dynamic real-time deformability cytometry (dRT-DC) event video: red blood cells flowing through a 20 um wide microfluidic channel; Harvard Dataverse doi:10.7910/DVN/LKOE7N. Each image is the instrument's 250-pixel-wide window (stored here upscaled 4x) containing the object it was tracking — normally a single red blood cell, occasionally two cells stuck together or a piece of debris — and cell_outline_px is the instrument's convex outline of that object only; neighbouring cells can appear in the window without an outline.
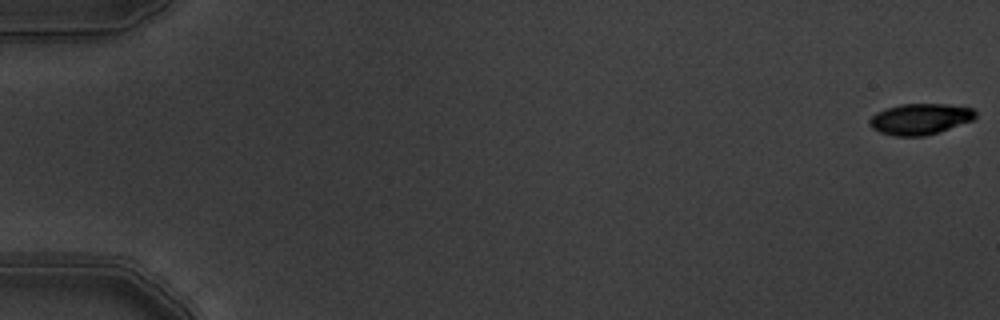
{"species": "common noctule bat (a hibernating species)", "species_latin": "Nyctalus noctula", "temperature_condition": "warm", "stored_images_in_passage": 6, "camera_frame_rate_fps": 3000, "um_per_image_px": 0.085, "animal": {"sex": "male", "body_mass_g": 19.5, "forearm_length_mm": 54.6}, "frame": {"image": 1, "passage_image": 1, "time_ms": 0.0, "image_size_px": [1000, 320], "cell_outline_px": [[976, 116], [972, 120], [924, 136], [892, 136], [880, 132], [872, 128], [868, 124], [868, 120], [876, 112], [884, 108], [900, 104], [948, 104], [972, 108], [976, 112]], "centroid_in_image_um": [78.15, 10.1], "position_along_channel_um": 6.9, "area_um2": 19.07}}
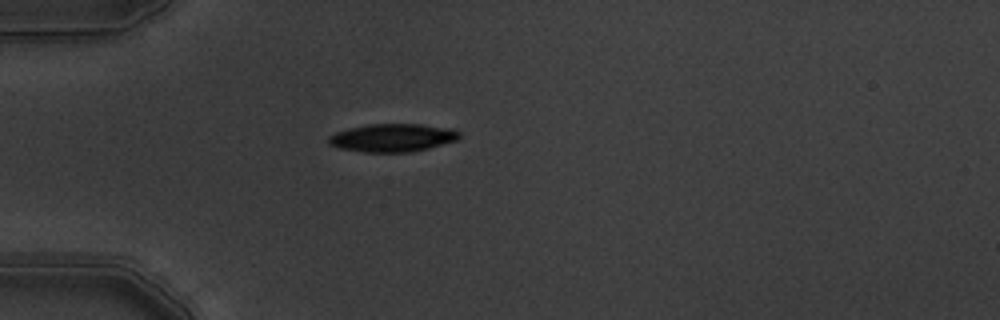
{"frame": {"image": 2, "passage_image": 5, "time_ms": 1.333, "image_size_px": [1000, 320], "cell_outline_px": [[460, 140], [412, 152], [364, 152], [340, 148], [328, 144], [328, 136], [336, 132], [348, 128], [368, 124], [420, 124], [456, 128], [460, 132]], "centroid_in_image_um": [33.42, 11.7], "position_along_channel_um": 51.6, "area_um2": 21.68}}